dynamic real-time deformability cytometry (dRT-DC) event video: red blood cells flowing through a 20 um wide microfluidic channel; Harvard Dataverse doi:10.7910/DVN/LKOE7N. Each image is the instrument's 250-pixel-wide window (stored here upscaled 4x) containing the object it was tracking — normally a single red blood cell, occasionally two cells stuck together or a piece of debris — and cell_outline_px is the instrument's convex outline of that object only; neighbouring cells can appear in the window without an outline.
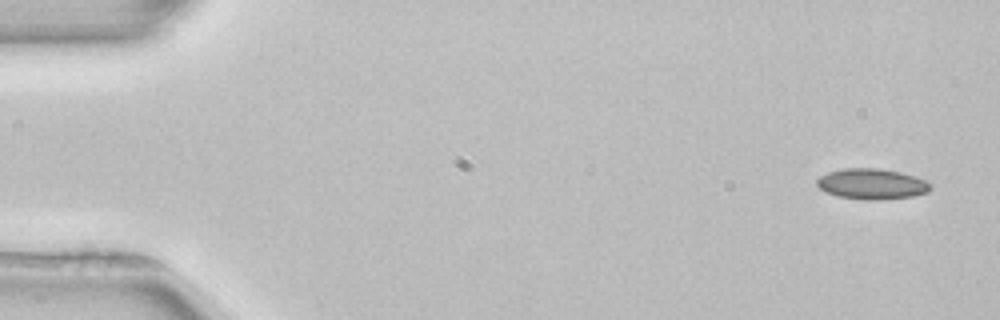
{"species": "common noctule bat (a hibernating species)", "species_latin": "Nyctalus noctula", "temperature_condition": "room temperature", "stored_images_in_passage": 36, "camera_frame_rate_fps": 3000, "um_per_image_px": 0.085, "animal": {"sex": "female", "body_mass_g": 22.7, "forearm_length_mm": 54.2}, "frame": {"image": 1, "passage_image": 2, "time_ms": 0.333, "image_size_px": [1000, 320], "cell_outline_px": [[932, 184], [928, 192], [912, 196], [880, 200], [864, 200], [836, 196], [824, 192], [816, 184], [816, 180], [820, 176], [828, 172], [844, 168], [876, 168], [900, 172], [924, 180]], "centroid_in_image_um": [74.06, 15.64], "position_along_channel_um": 10.9, "area_um2": 20.29}}
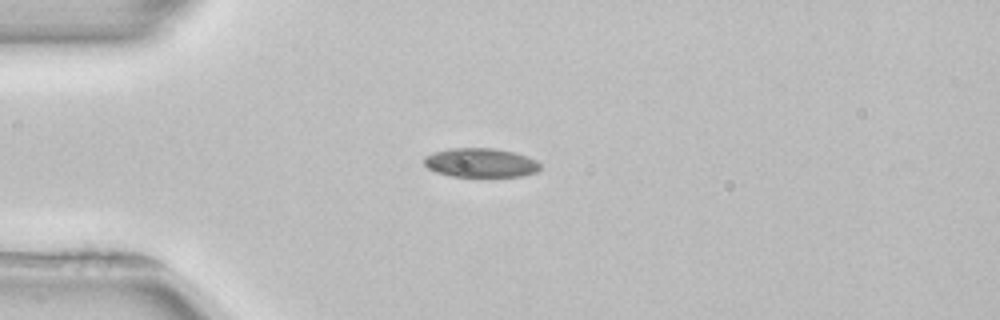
{"frame": {"image": 2, "passage_image": 13, "time_ms": 4.0, "image_size_px": [1000, 320], "cell_outline_px": [[540, 168], [536, 172], [520, 176], [452, 176], [436, 172], [428, 168], [424, 164], [424, 156], [436, 152], [452, 148], [496, 148], [516, 152], [528, 156], [536, 160], [540, 164]], "centroid_in_image_um": [40.88, 13.82], "position_along_channel_um": 44.1, "area_um2": 19.65}}
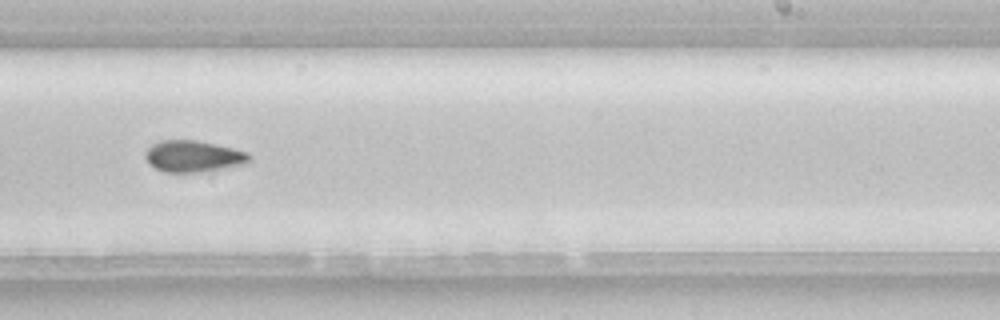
{"frame": {"image": 3, "passage_image": 32, "time_ms": 10.333, "image_size_px": [1000, 320], "cell_outline_px": [[252, 160], [244, 164], [200, 172], [164, 172], [148, 164], [144, 156], [144, 152], [152, 144], [160, 140], [196, 140], [232, 148], [248, 152], [252, 156]], "centroid_in_image_um": [16.41, 13.28], "position_along_channel_um": 272.6, "area_um2": 19.13}}